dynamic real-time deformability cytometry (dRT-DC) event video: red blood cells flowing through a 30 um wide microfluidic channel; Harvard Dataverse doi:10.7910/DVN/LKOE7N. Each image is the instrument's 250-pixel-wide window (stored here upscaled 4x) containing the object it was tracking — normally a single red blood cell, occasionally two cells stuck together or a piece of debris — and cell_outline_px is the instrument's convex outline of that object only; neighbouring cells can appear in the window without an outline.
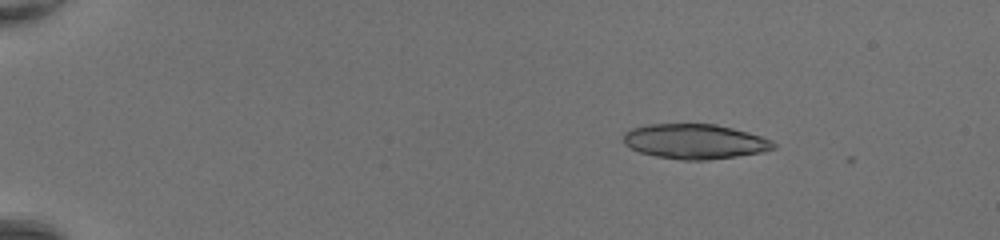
{"species": "common noctule bat (a hibernating species)", "species_latin": "Nyctalus noctula", "temperature_condition": "room temperature", "stored_images_in_passage": 11, "camera_frame_rate_fps": 3000, "um_per_image_px": 0.085, "animal": {"sex": "female", "body_mass_g": 20.0, "forearm_length_mm": 54.0}, "frame": {"image": 1, "passage_image": 9, "time_ms": 2.667, "image_size_px": [1000, 240], "cell_outline_px": [[776, 148], [760, 152], [736, 156], [708, 160], [680, 160], [656, 156], [640, 152], [624, 144], [624, 132], [632, 128], [648, 124], [716, 124], [748, 132], [772, 140], [776, 144]], "centroid_in_image_um": [59.06, 12.02], "position_along_channel_um": 25.9, "area_um2": 30.4}}